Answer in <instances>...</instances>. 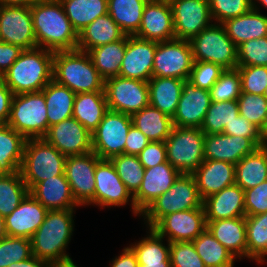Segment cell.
<instances>
[{
  "instance_id": "obj_44",
  "label": "cell",
  "mask_w": 267,
  "mask_h": 267,
  "mask_svg": "<svg viewBox=\"0 0 267 267\" xmlns=\"http://www.w3.org/2000/svg\"><path fill=\"white\" fill-rule=\"evenodd\" d=\"M148 236L129 247L136 254L138 262H171L170 242L163 244L164 237L159 236L152 228H149Z\"/></svg>"
},
{
  "instance_id": "obj_63",
  "label": "cell",
  "mask_w": 267,
  "mask_h": 267,
  "mask_svg": "<svg viewBox=\"0 0 267 267\" xmlns=\"http://www.w3.org/2000/svg\"><path fill=\"white\" fill-rule=\"evenodd\" d=\"M138 267H171V262H138Z\"/></svg>"
},
{
  "instance_id": "obj_61",
  "label": "cell",
  "mask_w": 267,
  "mask_h": 267,
  "mask_svg": "<svg viewBox=\"0 0 267 267\" xmlns=\"http://www.w3.org/2000/svg\"><path fill=\"white\" fill-rule=\"evenodd\" d=\"M10 267H53L48 262L41 260L34 255L27 260L17 262L16 264H13Z\"/></svg>"
},
{
  "instance_id": "obj_31",
  "label": "cell",
  "mask_w": 267,
  "mask_h": 267,
  "mask_svg": "<svg viewBox=\"0 0 267 267\" xmlns=\"http://www.w3.org/2000/svg\"><path fill=\"white\" fill-rule=\"evenodd\" d=\"M222 24L228 37L237 47L248 40L267 36V16L252 8L247 13L228 19Z\"/></svg>"
},
{
  "instance_id": "obj_47",
  "label": "cell",
  "mask_w": 267,
  "mask_h": 267,
  "mask_svg": "<svg viewBox=\"0 0 267 267\" xmlns=\"http://www.w3.org/2000/svg\"><path fill=\"white\" fill-rule=\"evenodd\" d=\"M209 92L211 102L237 100L242 92L238 69H225Z\"/></svg>"
},
{
  "instance_id": "obj_30",
  "label": "cell",
  "mask_w": 267,
  "mask_h": 267,
  "mask_svg": "<svg viewBox=\"0 0 267 267\" xmlns=\"http://www.w3.org/2000/svg\"><path fill=\"white\" fill-rule=\"evenodd\" d=\"M185 80L152 76L148 81L149 105L173 118Z\"/></svg>"
},
{
  "instance_id": "obj_57",
  "label": "cell",
  "mask_w": 267,
  "mask_h": 267,
  "mask_svg": "<svg viewBox=\"0 0 267 267\" xmlns=\"http://www.w3.org/2000/svg\"><path fill=\"white\" fill-rule=\"evenodd\" d=\"M149 142L142 131L132 125L126 137L124 154L137 156Z\"/></svg>"
},
{
  "instance_id": "obj_9",
  "label": "cell",
  "mask_w": 267,
  "mask_h": 267,
  "mask_svg": "<svg viewBox=\"0 0 267 267\" xmlns=\"http://www.w3.org/2000/svg\"><path fill=\"white\" fill-rule=\"evenodd\" d=\"M204 139L200 128L173 126L165 141L167 161L180 173L192 174L204 161Z\"/></svg>"
},
{
  "instance_id": "obj_55",
  "label": "cell",
  "mask_w": 267,
  "mask_h": 267,
  "mask_svg": "<svg viewBox=\"0 0 267 267\" xmlns=\"http://www.w3.org/2000/svg\"><path fill=\"white\" fill-rule=\"evenodd\" d=\"M223 134L250 138L258 147H262L260 129L240 114L224 126Z\"/></svg>"
},
{
  "instance_id": "obj_51",
  "label": "cell",
  "mask_w": 267,
  "mask_h": 267,
  "mask_svg": "<svg viewBox=\"0 0 267 267\" xmlns=\"http://www.w3.org/2000/svg\"><path fill=\"white\" fill-rule=\"evenodd\" d=\"M241 78V91L263 95L267 87V66H237Z\"/></svg>"
},
{
  "instance_id": "obj_22",
  "label": "cell",
  "mask_w": 267,
  "mask_h": 267,
  "mask_svg": "<svg viewBox=\"0 0 267 267\" xmlns=\"http://www.w3.org/2000/svg\"><path fill=\"white\" fill-rule=\"evenodd\" d=\"M180 174L168 161L145 168L141 186L133 195L135 208L142 214L154 200L172 187Z\"/></svg>"
},
{
  "instance_id": "obj_48",
  "label": "cell",
  "mask_w": 267,
  "mask_h": 267,
  "mask_svg": "<svg viewBox=\"0 0 267 267\" xmlns=\"http://www.w3.org/2000/svg\"><path fill=\"white\" fill-rule=\"evenodd\" d=\"M237 102L239 114L261 130L267 119V98L264 95L241 92Z\"/></svg>"
},
{
  "instance_id": "obj_32",
  "label": "cell",
  "mask_w": 267,
  "mask_h": 267,
  "mask_svg": "<svg viewBox=\"0 0 267 267\" xmlns=\"http://www.w3.org/2000/svg\"><path fill=\"white\" fill-rule=\"evenodd\" d=\"M108 110L104 91L79 93L75 96L72 117L92 133Z\"/></svg>"
},
{
  "instance_id": "obj_18",
  "label": "cell",
  "mask_w": 267,
  "mask_h": 267,
  "mask_svg": "<svg viewBox=\"0 0 267 267\" xmlns=\"http://www.w3.org/2000/svg\"><path fill=\"white\" fill-rule=\"evenodd\" d=\"M44 139L65 156L92 152L91 133L74 117L51 125Z\"/></svg>"
},
{
  "instance_id": "obj_24",
  "label": "cell",
  "mask_w": 267,
  "mask_h": 267,
  "mask_svg": "<svg viewBox=\"0 0 267 267\" xmlns=\"http://www.w3.org/2000/svg\"><path fill=\"white\" fill-rule=\"evenodd\" d=\"M48 211L28 193L20 205L10 215L5 217L7 236L31 239L45 220Z\"/></svg>"
},
{
  "instance_id": "obj_17",
  "label": "cell",
  "mask_w": 267,
  "mask_h": 267,
  "mask_svg": "<svg viewBox=\"0 0 267 267\" xmlns=\"http://www.w3.org/2000/svg\"><path fill=\"white\" fill-rule=\"evenodd\" d=\"M175 39L190 40L213 22L209 0H170Z\"/></svg>"
},
{
  "instance_id": "obj_12",
  "label": "cell",
  "mask_w": 267,
  "mask_h": 267,
  "mask_svg": "<svg viewBox=\"0 0 267 267\" xmlns=\"http://www.w3.org/2000/svg\"><path fill=\"white\" fill-rule=\"evenodd\" d=\"M193 63L189 40L173 39L157 42L152 69L153 76L188 80Z\"/></svg>"
},
{
  "instance_id": "obj_67",
  "label": "cell",
  "mask_w": 267,
  "mask_h": 267,
  "mask_svg": "<svg viewBox=\"0 0 267 267\" xmlns=\"http://www.w3.org/2000/svg\"><path fill=\"white\" fill-rule=\"evenodd\" d=\"M53 267H78L75 263H71L68 265H60V266H53Z\"/></svg>"
},
{
  "instance_id": "obj_42",
  "label": "cell",
  "mask_w": 267,
  "mask_h": 267,
  "mask_svg": "<svg viewBox=\"0 0 267 267\" xmlns=\"http://www.w3.org/2000/svg\"><path fill=\"white\" fill-rule=\"evenodd\" d=\"M29 193L20 171L6 172L0 176V215H10Z\"/></svg>"
},
{
  "instance_id": "obj_34",
  "label": "cell",
  "mask_w": 267,
  "mask_h": 267,
  "mask_svg": "<svg viewBox=\"0 0 267 267\" xmlns=\"http://www.w3.org/2000/svg\"><path fill=\"white\" fill-rule=\"evenodd\" d=\"M267 180V147H258L235 165V184L247 190Z\"/></svg>"
},
{
  "instance_id": "obj_58",
  "label": "cell",
  "mask_w": 267,
  "mask_h": 267,
  "mask_svg": "<svg viewBox=\"0 0 267 267\" xmlns=\"http://www.w3.org/2000/svg\"><path fill=\"white\" fill-rule=\"evenodd\" d=\"M22 51L19 46L0 41V75L10 68Z\"/></svg>"
},
{
  "instance_id": "obj_1",
  "label": "cell",
  "mask_w": 267,
  "mask_h": 267,
  "mask_svg": "<svg viewBox=\"0 0 267 267\" xmlns=\"http://www.w3.org/2000/svg\"><path fill=\"white\" fill-rule=\"evenodd\" d=\"M30 11L37 47L52 52L77 49L78 33L59 0H37Z\"/></svg>"
},
{
  "instance_id": "obj_60",
  "label": "cell",
  "mask_w": 267,
  "mask_h": 267,
  "mask_svg": "<svg viewBox=\"0 0 267 267\" xmlns=\"http://www.w3.org/2000/svg\"><path fill=\"white\" fill-rule=\"evenodd\" d=\"M119 256H115L110 267H138L136 254L127 246Z\"/></svg>"
},
{
  "instance_id": "obj_19",
  "label": "cell",
  "mask_w": 267,
  "mask_h": 267,
  "mask_svg": "<svg viewBox=\"0 0 267 267\" xmlns=\"http://www.w3.org/2000/svg\"><path fill=\"white\" fill-rule=\"evenodd\" d=\"M157 42L126 35V49L119 76L149 81L153 76L154 54Z\"/></svg>"
},
{
  "instance_id": "obj_69",
  "label": "cell",
  "mask_w": 267,
  "mask_h": 267,
  "mask_svg": "<svg viewBox=\"0 0 267 267\" xmlns=\"http://www.w3.org/2000/svg\"><path fill=\"white\" fill-rule=\"evenodd\" d=\"M263 95L267 98V87H266L265 92H264Z\"/></svg>"
},
{
  "instance_id": "obj_38",
  "label": "cell",
  "mask_w": 267,
  "mask_h": 267,
  "mask_svg": "<svg viewBox=\"0 0 267 267\" xmlns=\"http://www.w3.org/2000/svg\"><path fill=\"white\" fill-rule=\"evenodd\" d=\"M148 0H108V14L126 35H135Z\"/></svg>"
},
{
  "instance_id": "obj_7",
  "label": "cell",
  "mask_w": 267,
  "mask_h": 267,
  "mask_svg": "<svg viewBox=\"0 0 267 267\" xmlns=\"http://www.w3.org/2000/svg\"><path fill=\"white\" fill-rule=\"evenodd\" d=\"M6 124L26 139L44 138L48 119L43 91L14 95Z\"/></svg>"
},
{
  "instance_id": "obj_16",
  "label": "cell",
  "mask_w": 267,
  "mask_h": 267,
  "mask_svg": "<svg viewBox=\"0 0 267 267\" xmlns=\"http://www.w3.org/2000/svg\"><path fill=\"white\" fill-rule=\"evenodd\" d=\"M0 39L23 50L37 47L30 7H0Z\"/></svg>"
},
{
  "instance_id": "obj_3",
  "label": "cell",
  "mask_w": 267,
  "mask_h": 267,
  "mask_svg": "<svg viewBox=\"0 0 267 267\" xmlns=\"http://www.w3.org/2000/svg\"><path fill=\"white\" fill-rule=\"evenodd\" d=\"M54 52L36 47L23 50L2 75L14 95L42 91L53 79Z\"/></svg>"
},
{
  "instance_id": "obj_65",
  "label": "cell",
  "mask_w": 267,
  "mask_h": 267,
  "mask_svg": "<svg viewBox=\"0 0 267 267\" xmlns=\"http://www.w3.org/2000/svg\"><path fill=\"white\" fill-rule=\"evenodd\" d=\"M6 236L5 218L0 215V240Z\"/></svg>"
},
{
  "instance_id": "obj_36",
  "label": "cell",
  "mask_w": 267,
  "mask_h": 267,
  "mask_svg": "<svg viewBox=\"0 0 267 267\" xmlns=\"http://www.w3.org/2000/svg\"><path fill=\"white\" fill-rule=\"evenodd\" d=\"M125 49L126 35L121 40L93 48L87 53L100 76L106 80L119 76Z\"/></svg>"
},
{
  "instance_id": "obj_23",
  "label": "cell",
  "mask_w": 267,
  "mask_h": 267,
  "mask_svg": "<svg viewBox=\"0 0 267 267\" xmlns=\"http://www.w3.org/2000/svg\"><path fill=\"white\" fill-rule=\"evenodd\" d=\"M257 148L258 146L250 138L223 133L205 134L204 160L225 161L236 165Z\"/></svg>"
},
{
  "instance_id": "obj_45",
  "label": "cell",
  "mask_w": 267,
  "mask_h": 267,
  "mask_svg": "<svg viewBox=\"0 0 267 267\" xmlns=\"http://www.w3.org/2000/svg\"><path fill=\"white\" fill-rule=\"evenodd\" d=\"M115 167V170L126 185V188L134 195L141 186L145 168L139 161L138 156L119 154L109 159Z\"/></svg>"
},
{
  "instance_id": "obj_14",
  "label": "cell",
  "mask_w": 267,
  "mask_h": 267,
  "mask_svg": "<svg viewBox=\"0 0 267 267\" xmlns=\"http://www.w3.org/2000/svg\"><path fill=\"white\" fill-rule=\"evenodd\" d=\"M100 160L93 151L84 155L67 156L64 173L79 206L94 205V172Z\"/></svg>"
},
{
  "instance_id": "obj_10",
  "label": "cell",
  "mask_w": 267,
  "mask_h": 267,
  "mask_svg": "<svg viewBox=\"0 0 267 267\" xmlns=\"http://www.w3.org/2000/svg\"><path fill=\"white\" fill-rule=\"evenodd\" d=\"M104 92L110 111L132 116L149 105L147 81L111 77L104 80Z\"/></svg>"
},
{
  "instance_id": "obj_52",
  "label": "cell",
  "mask_w": 267,
  "mask_h": 267,
  "mask_svg": "<svg viewBox=\"0 0 267 267\" xmlns=\"http://www.w3.org/2000/svg\"><path fill=\"white\" fill-rule=\"evenodd\" d=\"M171 267H205L192 241L170 243Z\"/></svg>"
},
{
  "instance_id": "obj_59",
  "label": "cell",
  "mask_w": 267,
  "mask_h": 267,
  "mask_svg": "<svg viewBox=\"0 0 267 267\" xmlns=\"http://www.w3.org/2000/svg\"><path fill=\"white\" fill-rule=\"evenodd\" d=\"M13 96V92L0 75V125L6 124L9 119Z\"/></svg>"
},
{
  "instance_id": "obj_46",
  "label": "cell",
  "mask_w": 267,
  "mask_h": 267,
  "mask_svg": "<svg viewBox=\"0 0 267 267\" xmlns=\"http://www.w3.org/2000/svg\"><path fill=\"white\" fill-rule=\"evenodd\" d=\"M32 256L30 239L6 236L0 240V267H10Z\"/></svg>"
},
{
  "instance_id": "obj_29",
  "label": "cell",
  "mask_w": 267,
  "mask_h": 267,
  "mask_svg": "<svg viewBox=\"0 0 267 267\" xmlns=\"http://www.w3.org/2000/svg\"><path fill=\"white\" fill-rule=\"evenodd\" d=\"M126 34L107 13L98 17L78 33L77 50H89L121 40Z\"/></svg>"
},
{
  "instance_id": "obj_68",
  "label": "cell",
  "mask_w": 267,
  "mask_h": 267,
  "mask_svg": "<svg viewBox=\"0 0 267 267\" xmlns=\"http://www.w3.org/2000/svg\"><path fill=\"white\" fill-rule=\"evenodd\" d=\"M6 173V171L1 167V165H0V176H2L3 174H5Z\"/></svg>"
},
{
  "instance_id": "obj_13",
  "label": "cell",
  "mask_w": 267,
  "mask_h": 267,
  "mask_svg": "<svg viewBox=\"0 0 267 267\" xmlns=\"http://www.w3.org/2000/svg\"><path fill=\"white\" fill-rule=\"evenodd\" d=\"M94 176V204L96 206L103 208L120 207L130 201L133 214L141 216V213L135 208L133 195L119 178L114 165L109 159H101L97 163Z\"/></svg>"
},
{
  "instance_id": "obj_28",
  "label": "cell",
  "mask_w": 267,
  "mask_h": 267,
  "mask_svg": "<svg viewBox=\"0 0 267 267\" xmlns=\"http://www.w3.org/2000/svg\"><path fill=\"white\" fill-rule=\"evenodd\" d=\"M210 233L237 259L247 258L245 217L206 221Z\"/></svg>"
},
{
  "instance_id": "obj_66",
  "label": "cell",
  "mask_w": 267,
  "mask_h": 267,
  "mask_svg": "<svg viewBox=\"0 0 267 267\" xmlns=\"http://www.w3.org/2000/svg\"><path fill=\"white\" fill-rule=\"evenodd\" d=\"M257 3L262 4L263 6H265V8H267V0H252V9L260 11V9L258 8L260 6H257Z\"/></svg>"
},
{
  "instance_id": "obj_39",
  "label": "cell",
  "mask_w": 267,
  "mask_h": 267,
  "mask_svg": "<svg viewBox=\"0 0 267 267\" xmlns=\"http://www.w3.org/2000/svg\"><path fill=\"white\" fill-rule=\"evenodd\" d=\"M26 140L9 125H0V165L6 172L20 170Z\"/></svg>"
},
{
  "instance_id": "obj_37",
  "label": "cell",
  "mask_w": 267,
  "mask_h": 267,
  "mask_svg": "<svg viewBox=\"0 0 267 267\" xmlns=\"http://www.w3.org/2000/svg\"><path fill=\"white\" fill-rule=\"evenodd\" d=\"M73 28L79 33L91 22L108 13V0H59Z\"/></svg>"
},
{
  "instance_id": "obj_4",
  "label": "cell",
  "mask_w": 267,
  "mask_h": 267,
  "mask_svg": "<svg viewBox=\"0 0 267 267\" xmlns=\"http://www.w3.org/2000/svg\"><path fill=\"white\" fill-rule=\"evenodd\" d=\"M53 80L76 94L104 91V79L89 54L77 49L54 52Z\"/></svg>"
},
{
  "instance_id": "obj_49",
  "label": "cell",
  "mask_w": 267,
  "mask_h": 267,
  "mask_svg": "<svg viewBox=\"0 0 267 267\" xmlns=\"http://www.w3.org/2000/svg\"><path fill=\"white\" fill-rule=\"evenodd\" d=\"M237 66H267V36L240 44L237 47Z\"/></svg>"
},
{
  "instance_id": "obj_20",
  "label": "cell",
  "mask_w": 267,
  "mask_h": 267,
  "mask_svg": "<svg viewBox=\"0 0 267 267\" xmlns=\"http://www.w3.org/2000/svg\"><path fill=\"white\" fill-rule=\"evenodd\" d=\"M135 36L156 42L175 39L173 12L170 2L148 0L143 10L139 30Z\"/></svg>"
},
{
  "instance_id": "obj_25",
  "label": "cell",
  "mask_w": 267,
  "mask_h": 267,
  "mask_svg": "<svg viewBox=\"0 0 267 267\" xmlns=\"http://www.w3.org/2000/svg\"><path fill=\"white\" fill-rule=\"evenodd\" d=\"M192 174L202 200L235 184V165L225 161L204 160Z\"/></svg>"
},
{
  "instance_id": "obj_54",
  "label": "cell",
  "mask_w": 267,
  "mask_h": 267,
  "mask_svg": "<svg viewBox=\"0 0 267 267\" xmlns=\"http://www.w3.org/2000/svg\"><path fill=\"white\" fill-rule=\"evenodd\" d=\"M246 216L267 212V180L256 187L244 190Z\"/></svg>"
},
{
  "instance_id": "obj_15",
  "label": "cell",
  "mask_w": 267,
  "mask_h": 267,
  "mask_svg": "<svg viewBox=\"0 0 267 267\" xmlns=\"http://www.w3.org/2000/svg\"><path fill=\"white\" fill-rule=\"evenodd\" d=\"M207 228L204 207L178 211L162 217L152 229L172 242L195 240Z\"/></svg>"
},
{
  "instance_id": "obj_2",
  "label": "cell",
  "mask_w": 267,
  "mask_h": 267,
  "mask_svg": "<svg viewBox=\"0 0 267 267\" xmlns=\"http://www.w3.org/2000/svg\"><path fill=\"white\" fill-rule=\"evenodd\" d=\"M74 209L49 210L31 237L32 254L52 266L74 263L66 254L74 229Z\"/></svg>"
},
{
  "instance_id": "obj_21",
  "label": "cell",
  "mask_w": 267,
  "mask_h": 267,
  "mask_svg": "<svg viewBox=\"0 0 267 267\" xmlns=\"http://www.w3.org/2000/svg\"><path fill=\"white\" fill-rule=\"evenodd\" d=\"M211 104L210 92L185 80L176 113L172 118L173 126L201 128Z\"/></svg>"
},
{
  "instance_id": "obj_64",
  "label": "cell",
  "mask_w": 267,
  "mask_h": 267,
  "mask_svg": "<svg viewBox=\"0 0 267 267\" xmlns=\"http://www.w3.org/2000/svg\"><path fill=\"white\" fill-rule=\"evenodd\" d=\"M262 147H267V119L260 130Z\"/></svg>"
},
{
  "instance_id": "obj_26",
  "label": "cell",
  "mask_w": 267,
  "mask_h": 267,
  "mask_svg": "<svg viewBox=\"0 0 267 267\" xmlns=\"http://www.w3.org/2000/svg\"><path fill=\"white\" fill-rule=\"evenodd\" d=\"M206 221L245 217L244 190L237 184L228 186L203 200Z\"/></svg>"
},
{
  "instance_id": "obj_56",
  "label": "cell",
  "mask_w": 267,
  "mask_h": 267,
  "mask_svg": "<svg viewBox=\"0 0 267 267\" xmlns=\"http://www.w3.org/2000/svg\"><path fill=\"white\" fill-rule=\"evenodd\" d=\"M144 168H151L167 161L165 142L150 141L137 155Z\"/></svg>"
},
{
  "instance_id": "obj_33",
  "label": "cell",
  "mask_w": 267,
  "mask_h": 267,
  "mask_svg": "<svg viewBox=\"0 0 267 267\" xmlns=\"http://www.w3.org/2000/svg\"><path fill=\"white\" fill-rule=\"evenodd\" d=\"M42 91L47 108L48 129L51 125L72 117L76 93L53 79Z\"/></svg>"
},
{
  "instance_id": "obj_50",
  "label": "cell",
  "mask_w": 267,
  "mask_h": 267,
  "mask_svg": "<svg viewBox=\"0 0 267 267\" xmlns=\"http://www.w3.org/2000/svg\"><path fill=\"white\" fill-rule=\"evenodd\" d=\"M210 14L215 23L241 16L252 8V0H209Z\"/></svg>"
},
{
  "instance_id": "obj_62",
  "label": "cell",
  "mask_w": 267,
  "mask_h": 267,
  "mask_svg": "<svg viewBox=\"0 0 267 267\" xmlns=\"http://www.w3.org/2000/svg\"><path fill=\"white\" fill-rule=\"evenodd\" d=\"M37 0H0L1 6H28L31 7Z\"/></svg>"
},
{
  "instance_id": "obj_6",
  "label": "cell",
  "mask_w": 267,
  "mask_h": 267,
  "mask_svg": "<svg viewBox=\"0 0 267 267\" xmlns=\"http://www.w3.org/2000/svg\"><path fill=\"white\" fill-rule=\"evenodd\" d=\"M203 207V200L199 195L193 174L181 173L170 189L154 200L141 214L152 228L167 214Z\"/></svg>"
},
{
  "instance_id": "obj_27",
  "label": "cell",
  "mask_w": 267,
  "mask_h": 267,
  "mask_svg": "<svg viewBox=\"0 0 267 267\" xmlns=\"http://www.w3.org/2000/svg\"><path fill=\"white\" fill-rule=\"evenodd\" d=\"M29 193L48 210L76 209L79 206L65 173L37 183Z\"/></svg>"
},
{
  "instance_id": "obj_43",
  "label": "cell",
  "mask_w": 267,
  "mask_h": 267,
  "mask_svg": "<svg viewBox=\"0 0 267 267\" xmlns=\"http://www.w3.org/2000/svg\"><path fill=\"white\" fill-rule=\"evenodd\" d=\"M238 115L237 100L211 102L200 129L205 134L223 133L224 126L229 125Z\"/></svg>"
},
{
  "instance_id": "obj_5",
  "label": "cell",
  "mask_w": 267,
  "mask_h": 267,
  "mask_svg": "<svg viewBox=\"0 0 267 267\" xmlns=\"http://www.w3.org/2000/svg\"><path fill=\"white\" fill-rule=\"evenodd\" d=\"M66 159L44 138L27 139L19 171L29 191L41 181L63 175Z\"/></svg>"
},
{
  "instance_id": "obj_11",
  "label": "cell",
  "mask_w": 267,
  "mask_h": 267,
  "mask_svg": "<svg viewBox=\"0 0 267 267\" xmlns=\"http://www.w3.org/2000/svg\"><path fill=\"white\" fill-rule=\"evenodd\" d=\"M133 125L130 115L108 110L97 128L91 133L92 151L100 159L124 154L125 141Z\"/></svg>"
},
{
  "instance_id": "obj_53",
  "label": "cell",
  "mask_w": 267,
  "mask_h": 267,
  "mask_svg": "<svg viewBox=\"0 0 267 267\" xmlns=\"http://www.w3.org/2000/svg\"><path fill=\"white\" fill-rule=\"evenodd\" d=\"M224 70L215 63L194 61L188 80L196 87L209 91Z\"/></svg>"
},
{
  "instance_id": "obj_41",
  "label": "cell",
  "mask_w": 267,
  "mask_h": 267,
  "mask_svg": "<svg viewBox=\"0 0 267 267\" xmlns=\"http://www.w3.org/2000/svg\"><path fill=\"white\" fill-rule=\"evenodd\" d=\"M247 258L264 264L267 256V212L245 216Z\"/></svg>"
},
{
  "instance_id": "obj_8",
  "label": "cell",
  "mask_w": 267,
  "mask_h": 267,
  "mask_svg": "<svg viewBox=\"0 0 267 267\" xmlns=\"http://www.w3.org/2000/svg\"><path fill=\"white\" fill-rule=\"evenodd\" d=\"M189 42L194 61L215 63L223 69L237 67V46L228 37L223 24L211 23Z\"/></svg>"
},
{
  "instance_id": "obj_35",
  "label": "cell",
  "mask_w": 267,
  "mask_h": 267,
  "mask_svg": "<svg viewBox=\"0 0 267 267\" xmlns=\"http://www.w3.org/2000/svg\"><path fill=\"white\" fill-rule=\"evenodd\" d=\"M133 125L142 131L149 141L165 142L173 128L172 118L148 105L132 116Z\"/></svg>"
},
{
  "instance_id": "obj_40",
  "label": "cell",
  "mask_w": 267,
  "mask_h": 267,
  "mask_svg": "<svg viewBox=\"0 0 267 267\" xmlns=\"http://www.w3.org/2000/svg\"><path fill=\"white\" fill-rule=\"evenodd\" d=\"M194 247L205 267H233L235 257L206 228L195 240Z\"/></svg>"
}]
</instances>
